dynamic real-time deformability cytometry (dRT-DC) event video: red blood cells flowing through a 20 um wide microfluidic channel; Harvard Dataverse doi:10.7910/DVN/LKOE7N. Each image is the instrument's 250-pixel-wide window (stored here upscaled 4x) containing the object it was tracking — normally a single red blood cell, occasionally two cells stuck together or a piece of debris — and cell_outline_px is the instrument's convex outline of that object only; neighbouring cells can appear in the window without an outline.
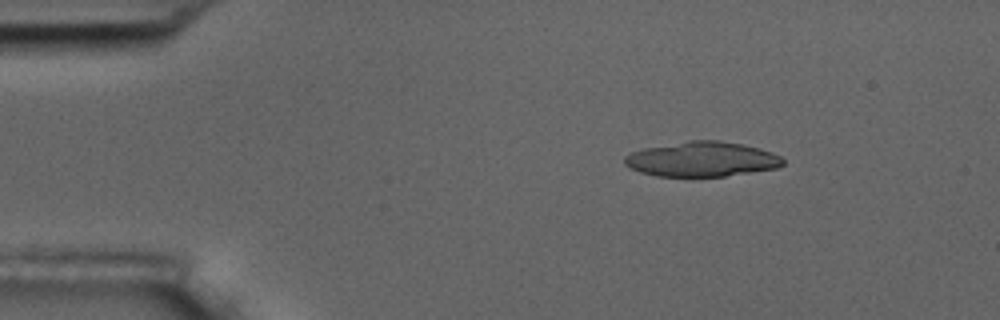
{"species": "common noctule bat (a hibernating species)", "species_latin": "Nyctalus noctula", "temperature_condition": "room temperature", "stored_images_in_passage": 4, "segment_of_instrument_passage": [1, 2], "camera_frame_rate_fps": 3000, "um_per_image_px": 0.085, "animal": {"sex": "male", "body_mass_g": 17.5, "forearm_length_mm": 52.3}, "frame": {"image": 1, "passage_image": 1, "time_ms": 0.0, "image_size_px": [1000, 320], "cell_outline_px": [[784, 164], [776, 168], [724, 176], [656, 176], [640, 172], [628, 168], [624, 164], [624, 156], [632, 152], [644, 148], [688, 140], [720, 140], [744, 144], [760, 148], [772, 152], [780, 156], [784, 160]], "centroid_in_image_um": [59.64, 13.52], "position_along_channel_um": 25.4, "area_um2": 32.31}}